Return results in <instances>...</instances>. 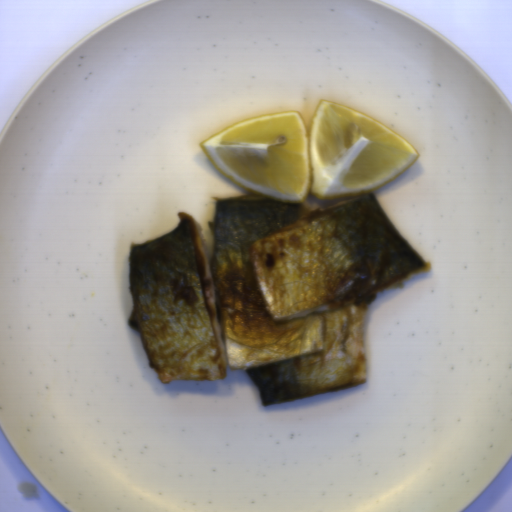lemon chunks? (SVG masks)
<instances>
[{
	"label": "lemon chunks",
	"mask_w": 512,
	"mask_h": 512,
	"mask_svg": "<svg viewBox=\"0 0 512 512\" xmlns=\"http://www.w3.org/2000/svg\"><path fill=\"white\" fill-rule=\"evenodd\" d=\"M215 169L263 198L303 204L363 196L421 156L394 129L354 108L320 99L309 128L300 111L247 117L201 142Z\"/></svg>",
	"instance_id": "obj_1"
}]
</instances>
